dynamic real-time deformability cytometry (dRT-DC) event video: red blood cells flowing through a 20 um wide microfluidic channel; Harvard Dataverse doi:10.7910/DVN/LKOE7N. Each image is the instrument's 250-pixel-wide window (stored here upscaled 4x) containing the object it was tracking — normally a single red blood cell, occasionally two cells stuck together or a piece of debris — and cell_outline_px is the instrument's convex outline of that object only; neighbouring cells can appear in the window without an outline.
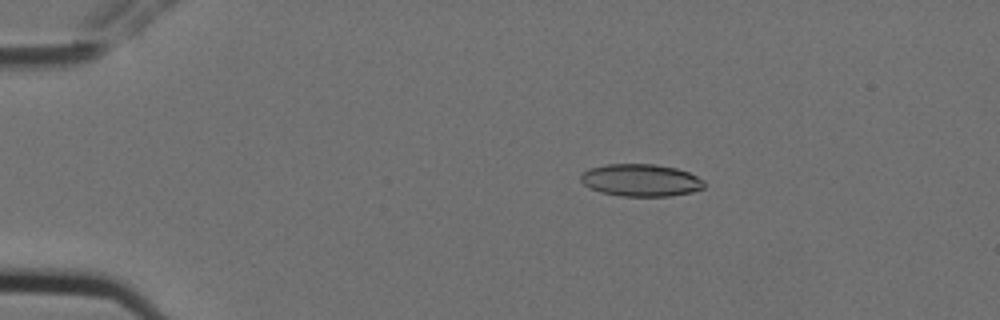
{"species": "Egyptian fruit bat (a non-hibernating species)", "species_latin": "Rousettus aegyptiacus", "temperature_condition": "cold", "stored_images_in_passage": 5, "camera_frame_rate_fps": 3000, "um_per_image_px": 0.085, "animal": {"sex": "female"}, "frame": {"image": 1, "passage_image": 3, "time_ms": 0.667, "image_size_px": [1000, 320], "cell_outline_px": [[704, 188], [692, 192], [668, 196], [620, 196], [600, 192], [584, 184], [580, 180], [580, 176], [588, 168], [604, 164], [656, 164], [676, 168], [688, 172], [704, 180]], "centroid_in_image_um": [54.46, 15.31], "position_along_channel_um": 30.5, "area_um2": 23.29}}